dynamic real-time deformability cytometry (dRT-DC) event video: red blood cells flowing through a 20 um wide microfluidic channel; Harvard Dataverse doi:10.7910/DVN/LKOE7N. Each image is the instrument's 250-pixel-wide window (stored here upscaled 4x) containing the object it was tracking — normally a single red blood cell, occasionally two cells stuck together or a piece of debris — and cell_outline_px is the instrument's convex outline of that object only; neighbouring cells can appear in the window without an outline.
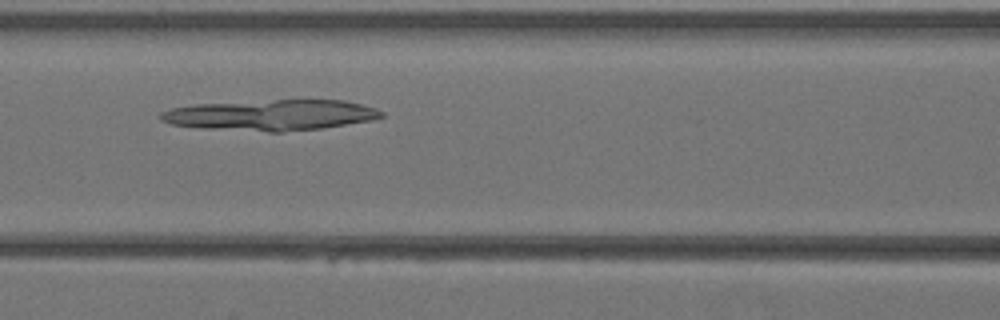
{"species": "Egyptian fruit bat (a non-hibernating species)", "species_latin": "Rousettus aegyptiacus", "temperature_condition": "warm", "stored_images_in_passage": 15, "camera_frame_rate_fps": 3000, "um_per_image_px": 0.085, "animal": {"sex": "female"}, "frame": {"image": 1, "passage_image": 12, "time_ms": 3.667, "image_size_px": [1000, 320], "cell_outline_px": [[384, 116], [372, 120], [324, 128], [280, 132], [268, 132], [200, 128], [172, 124], [160, 120], [160, 112], [172, 108], [196, 104], [276, 100], [344, 100], [376, 108], [384, 112]], "centroid_in_image_um": [23.05, 9.79], "position_along_channel_um": 143.6, "area_um2": 39.54}}